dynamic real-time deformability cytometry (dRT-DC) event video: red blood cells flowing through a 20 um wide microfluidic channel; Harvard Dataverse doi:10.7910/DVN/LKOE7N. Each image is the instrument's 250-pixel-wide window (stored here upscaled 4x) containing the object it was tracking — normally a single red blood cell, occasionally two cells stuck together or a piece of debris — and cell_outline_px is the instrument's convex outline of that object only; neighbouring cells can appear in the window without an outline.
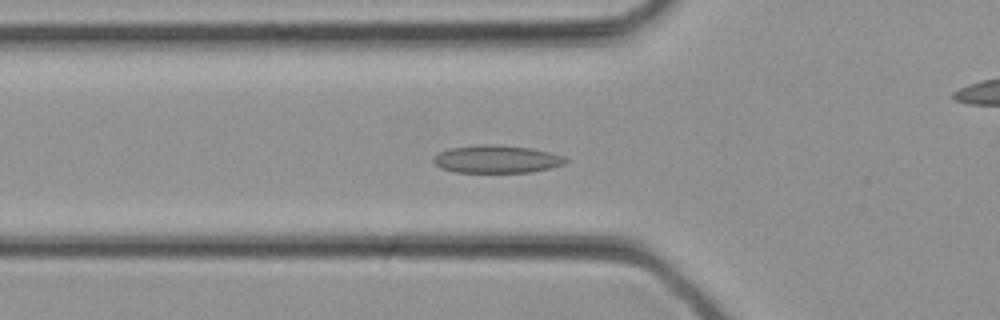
{"species": "common noctule bat (a hibernating species)", "species_latin": "Nyctalus noctula", "temperature_condition": "cold", "stored_images_in_passage": 33, "camera_frame_rate_fps": 3000, "um_per_image_px": 0.085, "animal": {"sex": "female", "body_mass_g": 21.9}, "frame": {"image": 1, "passage_image": 11, "time_ms": 3.333, "image_size_px": [1000, 320], "cell_outline_px": [[568, 160], [564, 164], [532, 172], [456, 172], [440, 168], [432, 160], [440, 152], [448, 148], [476, 144], [496, 144], [532, 148], [564, 156]], "centroid_in_image_um": [42.2, 13.51], "position_along_channel_um": 83.6, "area_um2": 21.39}}
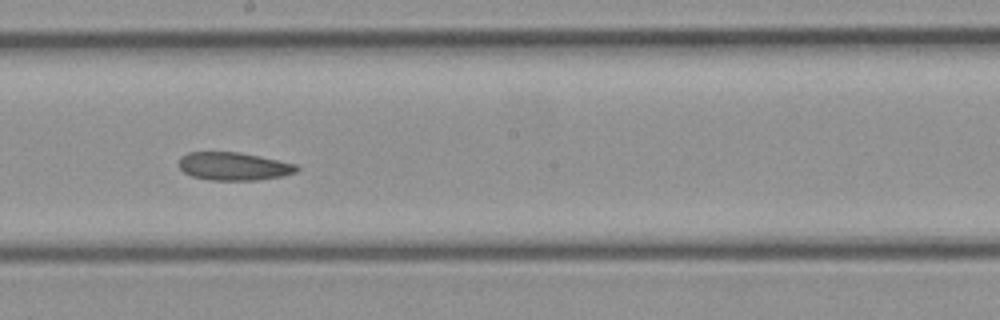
{"frame": {"image": 2, "passage_image": 18, "time_ms": 5.667, "image_size_px": [1000, 320], "cell_outline_px": [[300, 168], [296, 172], [284, 176], [256, 180], [212, 180], [192, 176], [184, 172], [180, 168], [180, 156], [188, 152], [240, 152], [260, 156], [296, 164]], "centroid_in_image_um": [19.89, 14.13], "position_along_channel_um": 228.3, "area_um2": 19.25}}
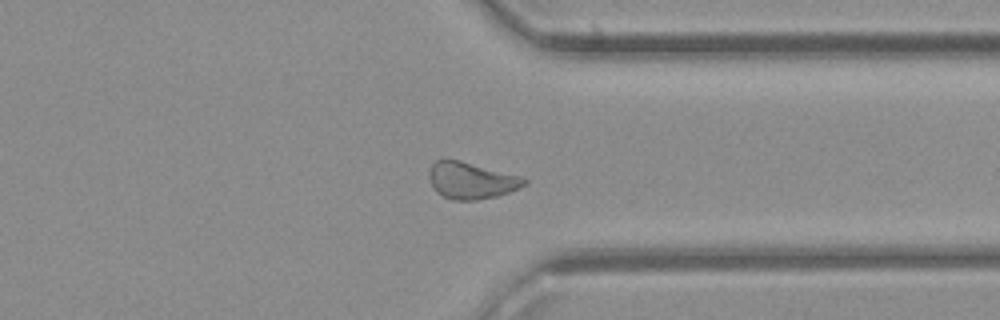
{"frame": {"image": 3, "passage_image": 25, "time_ms": 8.0, "image_size_px": [1000, 320], "cell_outline_px": [[528, 184], [508, 192], [496, 196], [476, 200], [452, 200], [436, 192], [432, 188], [428, 176], [428, 172], [432, 164], [436, 160], [460, 160], [520, 176], [528, 180]], "centroid_in_image_um": [40.03, 15.35], "position_along_channel_um": 371.4, "area_um2": 20.29}}